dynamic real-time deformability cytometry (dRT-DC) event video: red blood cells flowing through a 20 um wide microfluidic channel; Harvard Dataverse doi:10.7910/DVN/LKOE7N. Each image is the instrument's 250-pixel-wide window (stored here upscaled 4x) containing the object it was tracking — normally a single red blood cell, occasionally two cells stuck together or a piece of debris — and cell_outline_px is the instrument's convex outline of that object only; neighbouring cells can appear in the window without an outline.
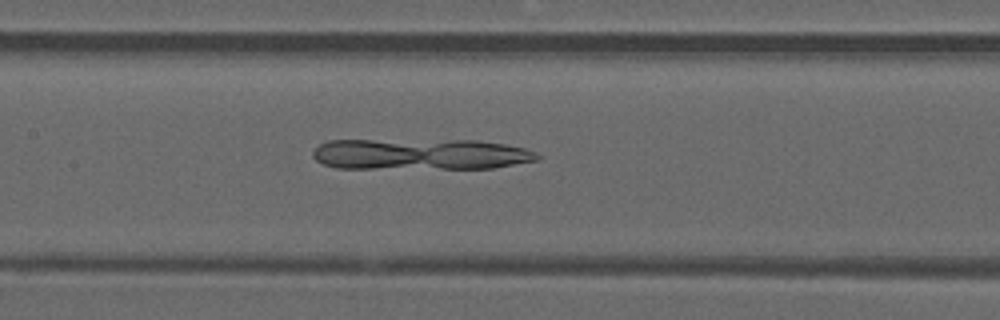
{"species": "common noctule bat (a hibernating species)", "species_latin": "Nyctalus noctula", "temperature_condition": "warm", "stored_images_in_passage": 46, "camera_frame_rate_fps": 3000, "um_per_image_px": 0.085, "animal": {"sex": "male", "forearm_length_mm": 52.5}, "frame": {"image": 1, "passage_image": 23, "time_ms": 7.333, "image_size_px": [1000, 320], "cell_outline_px": [[540, 156], [536, 160], [492, 168], [336, 168], [324, 164], [316, 160], [312, 156], [312, 152], [320, 144], [328, 140], [476, 140], [504, 144], [524, 148], [536, 152]], "centroid_in_image_um": [35.7, 13.1], "position_along_channel_um": 171.7, "area_um2": 40.63}}